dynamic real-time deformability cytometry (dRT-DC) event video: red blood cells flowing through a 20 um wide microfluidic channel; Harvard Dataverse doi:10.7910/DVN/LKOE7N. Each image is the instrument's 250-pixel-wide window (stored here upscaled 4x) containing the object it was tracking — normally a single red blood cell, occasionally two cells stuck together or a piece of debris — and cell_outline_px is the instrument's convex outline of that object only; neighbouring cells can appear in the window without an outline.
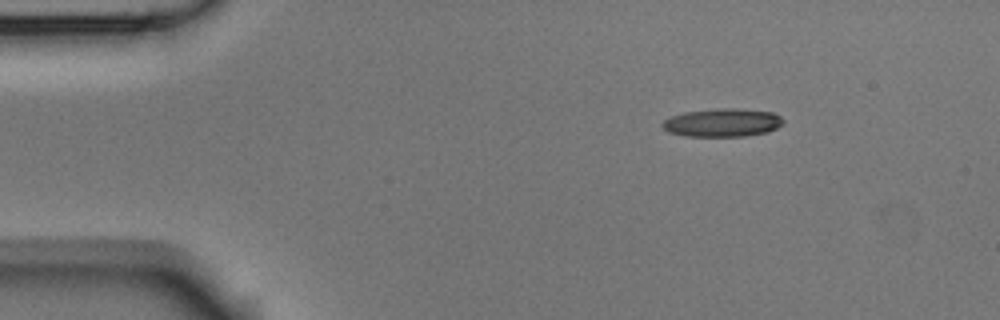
{"species": "Egyptian fruit bat (a non-hibernating species)", "species_latin": "Rousettus aegyptiacus", "temperature_condition": "room temperature", "stored_images_in_passage": 3, "camera_frame_rate_fps": 3000, "um_per_image_px": 0.085, "animal": {"sex": "male"}, "frame": {"image": 1, "passage_image": 1, "time_ms": 0.0, "image_size_px": [1000, 320], "cell_outline_px": [[784, 124], [768, 132], [744, 136], [684, 136], [668, 132], [660, 124], [664, 120], [672, 116], [684, 112], [720, 108], [736, 108], [772, 112], [780, 116], [784, 120]], "centroid_in_image_um": [61.41, 10.42], "position_along_channel_um": 23.6, "area_um2": 19.94}}